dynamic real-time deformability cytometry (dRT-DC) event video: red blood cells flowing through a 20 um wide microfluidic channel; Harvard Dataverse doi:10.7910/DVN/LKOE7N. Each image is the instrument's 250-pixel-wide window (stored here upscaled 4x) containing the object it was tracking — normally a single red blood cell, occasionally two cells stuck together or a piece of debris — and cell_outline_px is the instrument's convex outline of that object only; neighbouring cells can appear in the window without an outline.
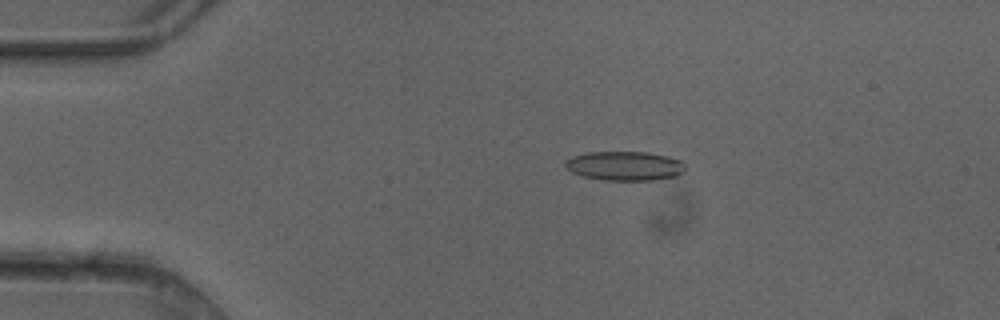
{"species": "common noctule bat (a hibernating species)", "species_latin": "Nyctalus noctula", "temperature_condition": "cold", "stored_images_in_passage": 5, "camera_frame_rate_fps": 3000, "um_per_image_px": 0.085, "animal": {"sex": "female"}, "frame": {"image": 1, "passage_image": 3, "time_ms": 0.667, "image_size_px": [1000, 320], "cell_outline_px": [[684, 172], [676, 176], [652, 180], [604, 180], [584, 176], [572, 172], [564, 164], [572, 156], [588, 152], [644, 152], [668, 156], [680, 160], [684, 164]], "centroid_in_image_um": [53.12, 14.1], "position_along_channel_um": 31.9, "area_um2": 20.23}}
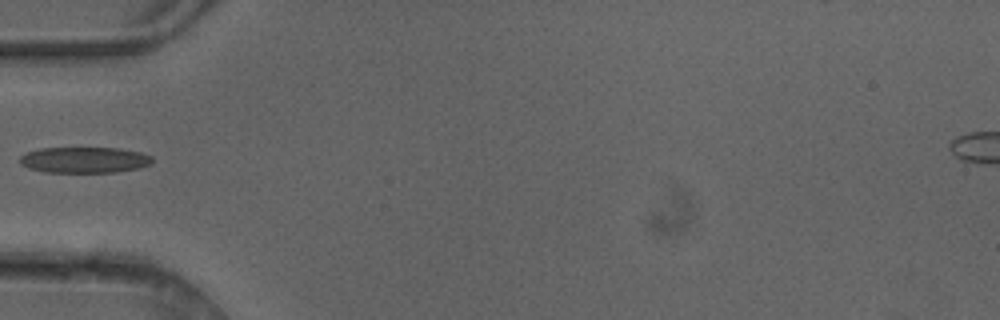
{"frame": {"image": 2, "passage_image": 5, "time_ms": 1.333, "image_size_px": [1000, 320], "cell_outline_px": [[152, 164], [140, 168], [116, 172], [44, 172], [28, 168], [20, 164], [20, 156], [28, 152], [40, 148], [120, 148], [140, 152], [152, 156]], "centroid_in_image_um": [7.19, 13.59], "position_along_channel_um": 77.8, "area_um2": 20.11}}